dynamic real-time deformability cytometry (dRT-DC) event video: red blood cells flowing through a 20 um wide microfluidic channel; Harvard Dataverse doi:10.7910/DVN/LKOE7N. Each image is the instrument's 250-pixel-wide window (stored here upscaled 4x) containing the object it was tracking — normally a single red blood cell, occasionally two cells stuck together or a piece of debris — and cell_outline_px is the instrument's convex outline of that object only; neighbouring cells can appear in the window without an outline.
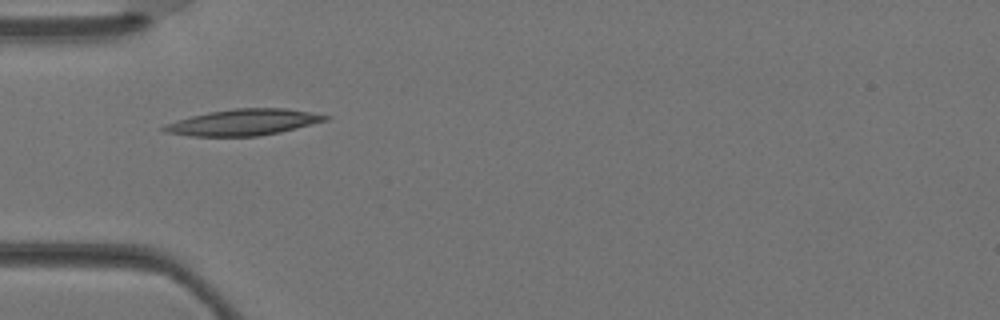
{"species": "Egyptian fruit bat (a non-hibernating species)", "species_latin": "Rousettus aegyptiacus", "temperature_condition": "warm", "stored_images_in_passage": 1, "camera_frame_rate_fps": 3000, "um_per_image_px": 0.085, "animal": {"sex": "female"}, "frame": {"image": 1, "passage_image": 1, "time_ms": 0.0, "image_size_px": [1000, 320], "cell_outline_px": [[332, 116], [328, 120], [280, 132], [256, 136], [192, 136], [168, 132], [160, 128], [164, 124], [176, 120], [208, 112], [232, 108], [284, 108], [312, 112]], "centroid_in_image_um": [20.72, 10.38], "position_along_channel_um": 64.3, "area_um2": 24.57}}